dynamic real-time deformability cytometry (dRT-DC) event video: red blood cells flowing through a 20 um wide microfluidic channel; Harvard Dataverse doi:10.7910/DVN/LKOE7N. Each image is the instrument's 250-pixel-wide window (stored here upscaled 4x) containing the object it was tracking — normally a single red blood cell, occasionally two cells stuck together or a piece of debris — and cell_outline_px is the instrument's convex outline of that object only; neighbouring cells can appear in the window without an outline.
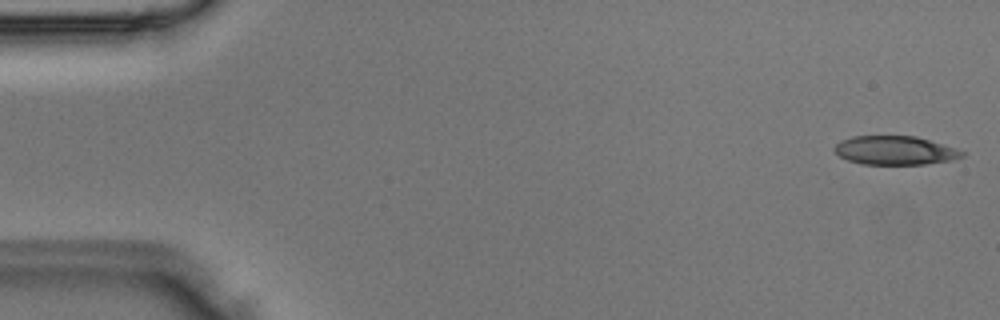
{"species": "Egyptian fruit bat (a non-hibernating species)", "species_latin": "Rousettus aegyptiacus", "temperature_condition": "room temperature", "stored_images_in_passage": 10, "camera_frame_rate_fps": 3000, "um_per_image_px": 0.085, "animal": {"sex": "male"}, "frame": {"image": 1, "passage_image": 1, "time_ms": 0.0, "image_size_px": [1000, 320], "cell_outline_px": [[964, 156], [952, 160], [924, 164], [860, 164], [848, 160], [840, 156], [832, 148], [840, 140], [852, 136], [916, 136], [964, 152]], "centroid_in_image_um": [76.01, 12.78], "position_along_channel_um": 9.0, "area_um2": 21.15}}